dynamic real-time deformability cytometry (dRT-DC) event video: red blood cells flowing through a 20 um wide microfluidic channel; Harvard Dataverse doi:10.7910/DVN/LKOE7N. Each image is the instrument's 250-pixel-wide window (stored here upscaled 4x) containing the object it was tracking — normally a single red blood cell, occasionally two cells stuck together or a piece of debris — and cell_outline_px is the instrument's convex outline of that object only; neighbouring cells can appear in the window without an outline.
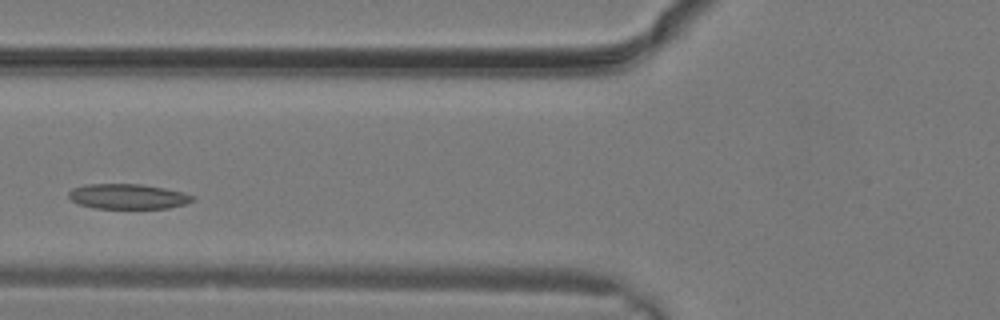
{"species": "common noctule bat (a hibernating species)", "species_latin": "Nyctalus noctula", "temperature_condition": "warm", "stored_images_in_passage": 23, "camera_frame_rate_fps": 3000, "um_per_image_px": 0.085, "animal": {"sex": "male", "body_mass_g": 19.2, "forearm_length_mm": 51.8}, "frame": {"image": 1, "passage_image": 5, "time_ms": 1.333, "image_size_px": [1000, 320], "cell_outline_px": [[196, 200], [184, 204], [168, 208], [92, 208], [80, 204], [72, 200], [68, 196], [68, 192], [72, 188], [84, 184], [140, 184], [164, 188], [184, 192], [196, 196]], "centroid_in_image_um": [10.89, 16.69], "position_along_channel_um": 114.9, "area_um2": 18.21}}
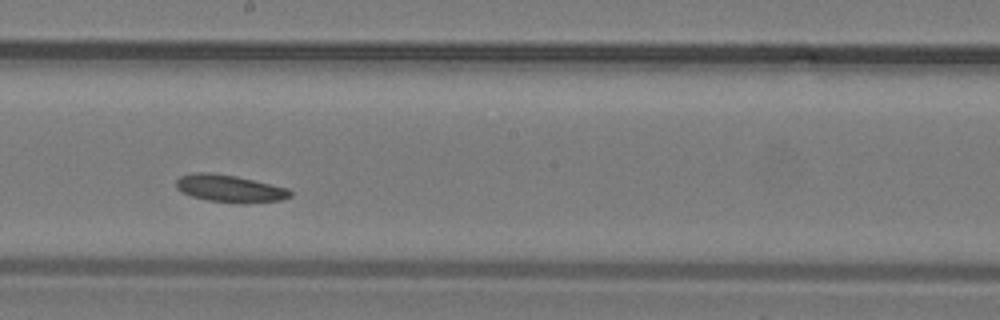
{"frame": {"image": 2, "passage_image": 10, "time_ms": 3.0, "image_size_px": [1000, 320], "cell_outline_px": [[292, 196], [280, 200], [240, 204], [208, 200], [192, 196], [180, 192], [176, 188], [176, 180], [180, 176], [192, 172], [208, 172], [236, 176], [288, 188], [292, 192]], "centroid_in_image_um": [19.5, 16.02], "position_along_channel_um": 228.7, "area_um2": 18.26}}
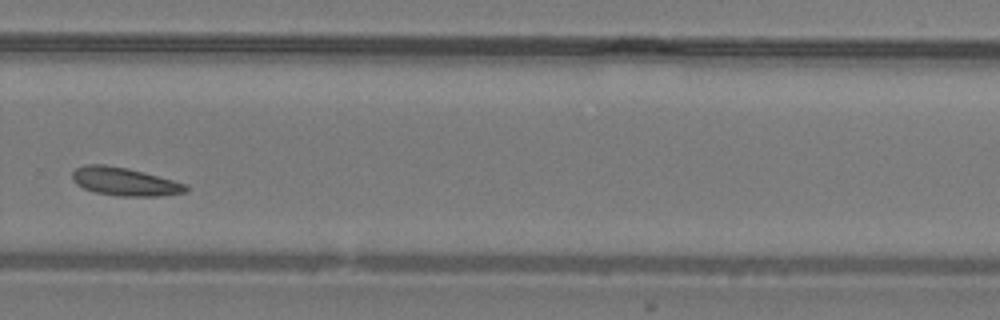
{"frame": {"image": 3, "passage_image": 14, "time_ms": 4.333, "image_size_px": [1000, 320], "cell_outline_px": [[188, 192], [160, 196], [116, 196], [96, 192], [84, 188], [76, 184], [72, 180], [72, 172], [76, 168], [84, 164], [104, 164], [128, 168], [144, 172], [188, 184]], "centroid_in_image_um": [10.6, 15.43], "position_along_channel_um": 319.2, "area_um2": 18.84}}